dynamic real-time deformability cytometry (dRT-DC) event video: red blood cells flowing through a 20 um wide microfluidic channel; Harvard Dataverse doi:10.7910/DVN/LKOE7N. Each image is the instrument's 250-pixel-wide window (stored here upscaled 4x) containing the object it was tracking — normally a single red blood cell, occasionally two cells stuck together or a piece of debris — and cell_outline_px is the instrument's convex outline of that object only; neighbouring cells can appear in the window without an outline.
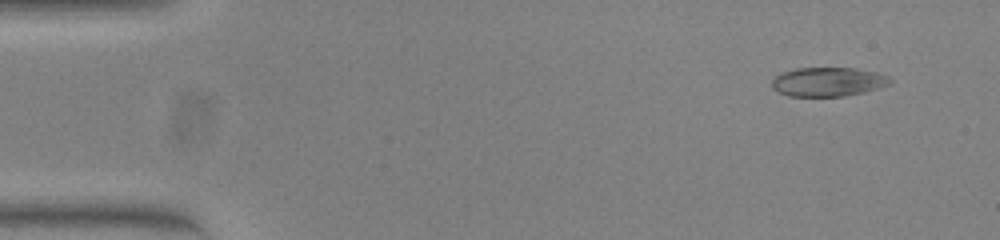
{"species": "common noctule bat (a hibernating species)", "species_latin": "Nyctalus noctula", "temperature_condition": "warm", "stored_images_in_passage": 53, "camera_frame_rate_fps": 3000, "um_per_image_px": 0.085, "animal": {"sex": "female", "body_mass_g": 23.0, "forearm_length_mm": 53.4}, "frame": {"image": 1, "passage_image": 4, "time_ms": 1.0, "image_size_px": [1000, 240], "cell_outline_px": [[892, 80], [888, 84], [880, 88], [864, 92], [844, 96], [788, 96], [772, 88], [772, 80], [776, 76], [784, 72], [796, 68], [856, 68], [876, 72], [888, 76]], "centroid_in_image_um": [70.4, 6.95], "position_along_channel_um": 14.6, "area_um2": 19.94}}
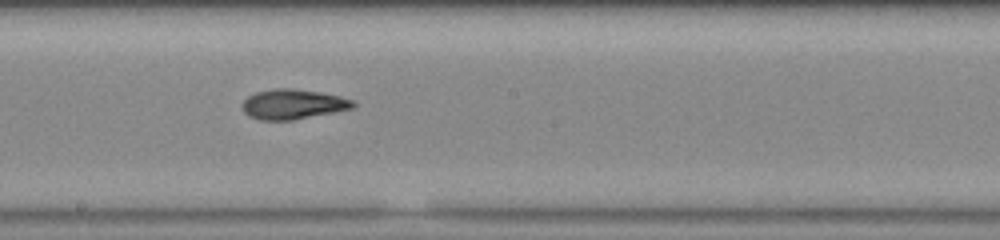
{"frame": {"image": 2, "passage_image": 29, "time_ms": 9.333, "image_size_px": [1000, 240], "cell_outline_px": [[356, 104], [352, 108], [292, 120], [260, 120], [248, 116], [244, 112], [244, 100], [248, 96], [256, 92], [276, 88], [292, 88], [320, 92], [340, 96], [352, 100]], "centroid_in_image_um": [24.89, 8.85], "position_along_channel_um": 223.3, "area_um2": 19.07}}
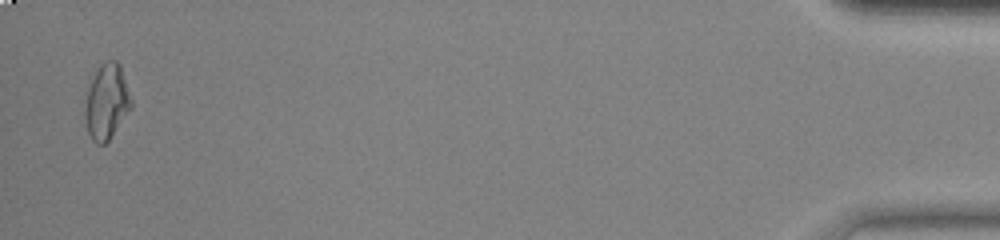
{"frame": {"image": 3, "passage_image": 52, "time_ms": 17.0, "image_size_px": [1000, 240], "cell_outline_px": [[132, 108], [108, 140], [104, 144], [96, 144], [92, 140], [88, 132], [84, 112], [88, 88], [100, 64], [104, 60], [116, 60], [120, 64], [132, 100]], "centroid_in_image_um": [9.08, 8.64], "position_along_channel_um": 426.1, "area_um2": 20.11}, "authors_computed_cell_mechanics": {"area_um2": 19.4786, "velocity_mm_per_s": 3.8434, "shape_relaxation_time_tau1_ms": 4.1871, "shape_relaxation_time_tau2_ms": 3.7339, "deformation_change_tau1": 0.1816, "deformation_change_tau2": 0.1125}}